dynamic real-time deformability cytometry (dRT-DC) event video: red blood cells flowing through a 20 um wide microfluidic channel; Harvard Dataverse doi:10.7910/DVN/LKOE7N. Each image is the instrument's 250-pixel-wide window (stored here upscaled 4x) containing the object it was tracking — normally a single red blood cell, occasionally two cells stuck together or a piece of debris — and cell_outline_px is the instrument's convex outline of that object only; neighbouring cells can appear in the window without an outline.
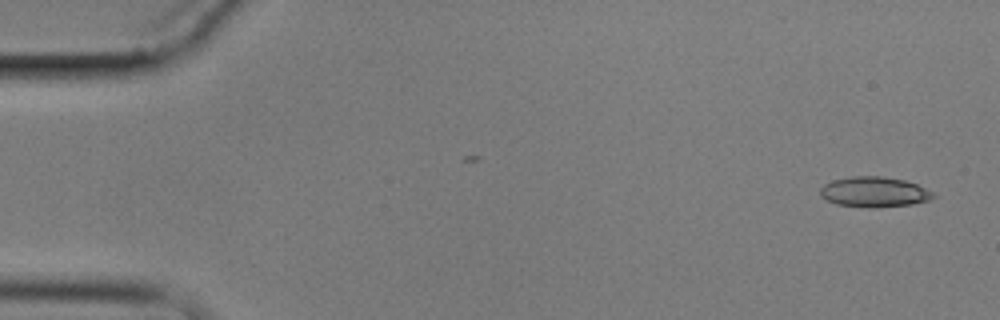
{"species": "common noctule bat (a hibernating species)", "species_latin": "Nyctalus noctula", "temperature_condition": "cold", "stored_images_in_passage": 5, "camera_frame_rate_fps": 3000, "um_per_image_px": 0.085, "animal": {"sex": "male", "body_mass_g": 17.9}, "frame": {"image": 1, "passage_image": 1, "time_ms": 0.0, "image_size_px": [1000, 320], "cell_outline_px": [[936, 196], [928, 200], [912, 204], [876, 208], [868, 208], [836, 204], [820, 196], [820, 188], [824, 184], [832, 180], [852, 176], [880, 176], [904, 180], [916, 184], [932, 192]], "centroid_in_image_um": [74.28, 16.32], "position_along_channel_um": 10.7, "area_um2": 19.94}}
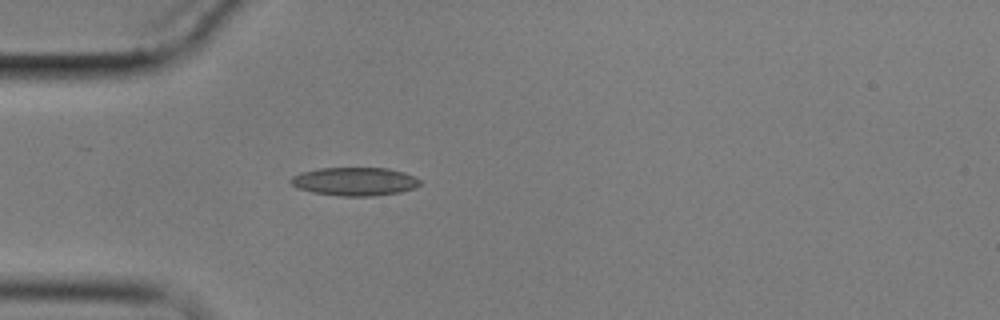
{"frame": {"image": 2, "passage_image": 5, "time_ms": 4.667, "image_size_px": [1000, 320], "cell_outline_px": [[420, 184], [416, 188], [400, 192], [372, 196], [340, 196], [312, 192], [296, 188], [288, 180], [292, 176], [300, 172], [320, 168], [388, 168], [404, 172], [420, 180]], "centroid_in_image_um": [30.12, 15.42], "position_along_channel_um": 54.9, "area_um2": 21.44}}